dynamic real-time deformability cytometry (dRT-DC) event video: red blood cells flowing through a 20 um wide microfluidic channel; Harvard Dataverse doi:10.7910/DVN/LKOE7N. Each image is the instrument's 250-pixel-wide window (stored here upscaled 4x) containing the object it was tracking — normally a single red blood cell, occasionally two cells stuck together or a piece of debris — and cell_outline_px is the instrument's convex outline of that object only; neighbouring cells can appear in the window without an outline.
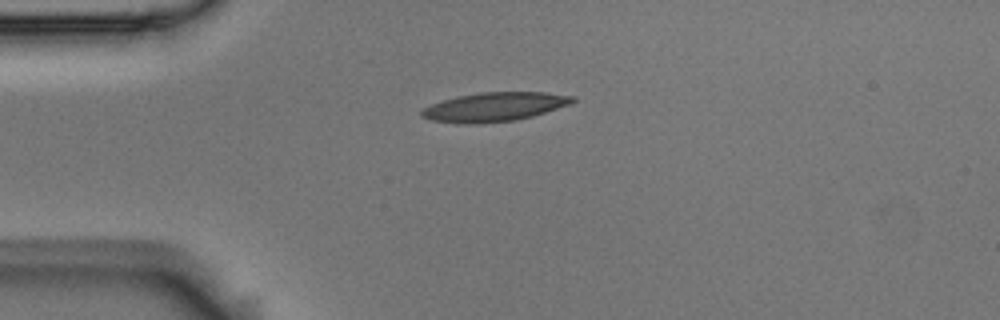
{"species": "Egyptian fruit bat (a non-hibernating species)", "species_latin": "Rousettus aegyptiacus", "temperature_condition": "room temperature", "stored_images_in_passage": 3, "camera_frame_rate_fps": 3000, "um_per_image_px": 0.085, "animal": {"sex": "male"}, "frame": {"image": 1, "passage_image": 1, "time_ms": 0.0, "image_size_px": [1000, 320], "cell_outline_px": [[576, 100], [568, 104], [532, 116], [512, 120], [472, 124], [432, 120], [420, 116], [420, 112], [424, 108], [432, 104], [456, 96], [480, 92], [544, 92], [576, 96]], "centroid_in_image_um": [42.02, 9.07], "position_along_channel_um": 43.0, "area_um2": 25.09}}
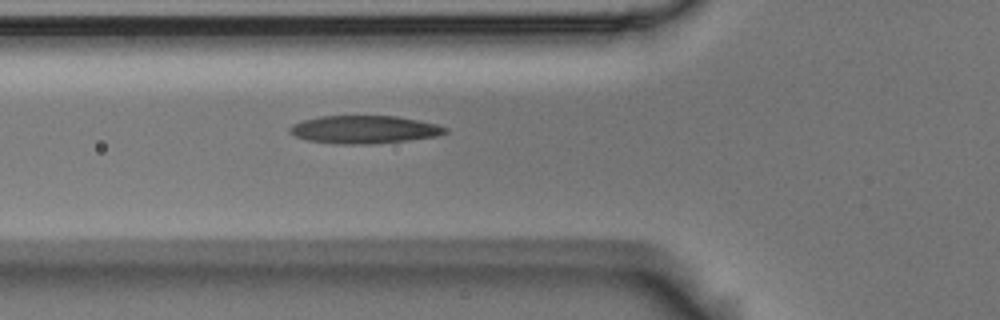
{"frame": {"image": 2, "passage_image": 3, "time_ms": 0.667, "image_size_px": [1000, 320], "cell_outline_px": [[448, 132], [436, 136], [408, 140], [372, 144], [336, 144], [308, 140], [296, 136], [288, 132], [288, 128], [292, 124], [304, 120], [320, 116], [396, 116], [436, 124], [448, 128]], "centroid_in_image_um": [30.94, 11.01], "position_along_channel_um": 94.9, "area_um2": 25.2}}